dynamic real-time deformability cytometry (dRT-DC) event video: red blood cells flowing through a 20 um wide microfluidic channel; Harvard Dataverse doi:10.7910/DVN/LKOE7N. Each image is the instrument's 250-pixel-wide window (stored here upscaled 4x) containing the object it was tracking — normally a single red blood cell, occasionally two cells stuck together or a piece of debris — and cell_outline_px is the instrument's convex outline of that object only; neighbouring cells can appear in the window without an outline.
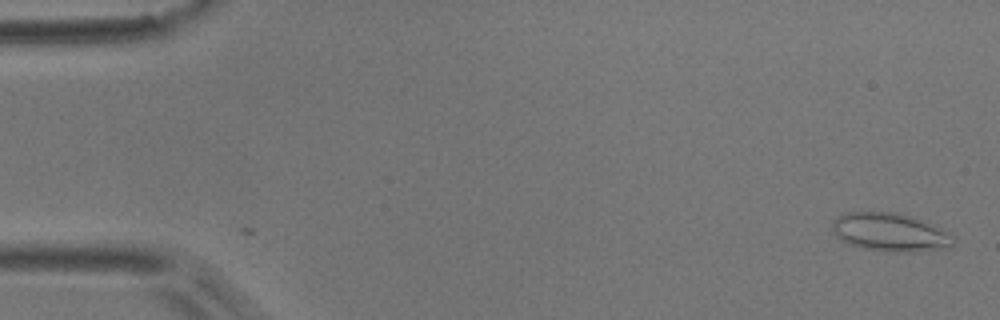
{"species": "common noctule bat (a hibernating species)", "species_latin": "Nyctalus noctula", "temperature_condition": "room temperature", "stored_images_in_passage": 8, "camera_frame_rate_fps": 3000, "um_per_image_px": 0.085, "animal": {"sex": "male", "body_mass_g": 17.9}, "frame": {"image": 1, "passage_image": 1, "time_ms": 0.0, "image_size_px": [1000, 320], "cell_outline_px": [[956, 240], [952, 248], [912, 252], [888, 252], [864, 248], [852, 244], [836, 236], [832, 228], [832, 224], [836, 216], [848, 212], [896, 212], [924, 220], [936, 224], [956, 236]], "centroid_in_image_um": [75.77, 19.74], "position_along_channel_um": 9.2, "area_um2": 27.51}}
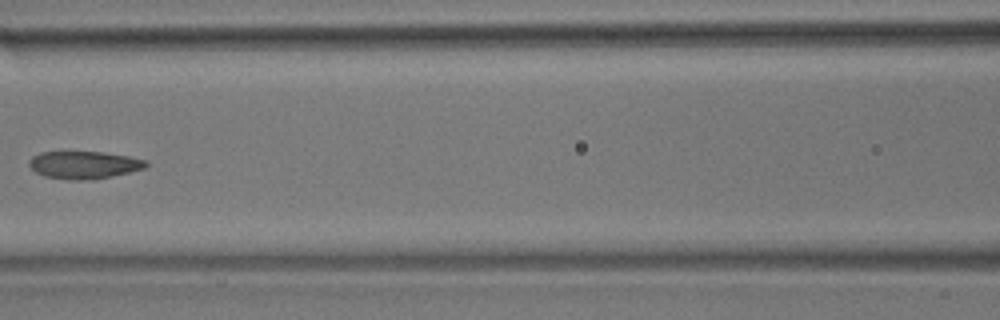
{"frame": {"image": 2, "passage_image": 7, "time_ms": 7.667, "image_size_px": [1000, 320], "cell_outline_px": [[148, 164], [144, 168], [112, 176], [92, 180], [68, 180], [44, 176], [36, 172], [28, 164], [28, 160], [32, 156], [40, 152], [100, 152], [128, 156], [148, 160]], "centroid_in_image_um": [7.12, 14.02], "position_along_channel_um": 159.5, "area_um2": 18.79}}
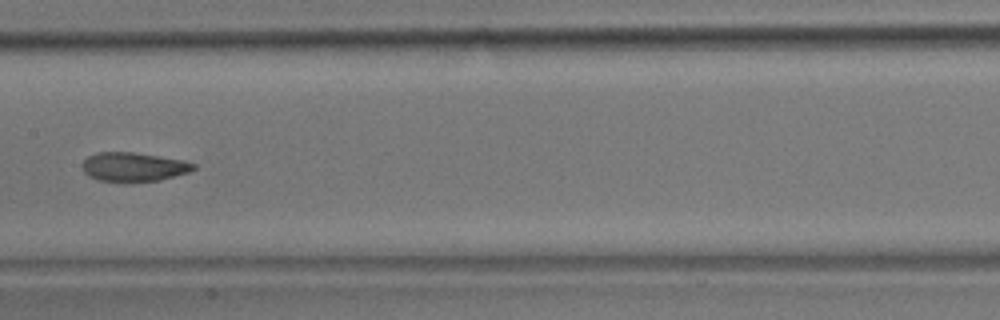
{"frame": {"image": 3, "passage_image": 8, "time_ms": 8.667, "image_size_px": [1000, 320], "cell_outline_px": [[196, 168], [188, 172], [160, 180], [128, 184], [124, 184], [100, 180], [88, 176], [84, 172], [80, 164], [88, 156], [96, 152], [132, 152], [184, 160], [196, 164]], "centroid_in_image_um": [11.32, 14.21], "position_along_channel_um": 196.1, "area_um2": 19.36}}